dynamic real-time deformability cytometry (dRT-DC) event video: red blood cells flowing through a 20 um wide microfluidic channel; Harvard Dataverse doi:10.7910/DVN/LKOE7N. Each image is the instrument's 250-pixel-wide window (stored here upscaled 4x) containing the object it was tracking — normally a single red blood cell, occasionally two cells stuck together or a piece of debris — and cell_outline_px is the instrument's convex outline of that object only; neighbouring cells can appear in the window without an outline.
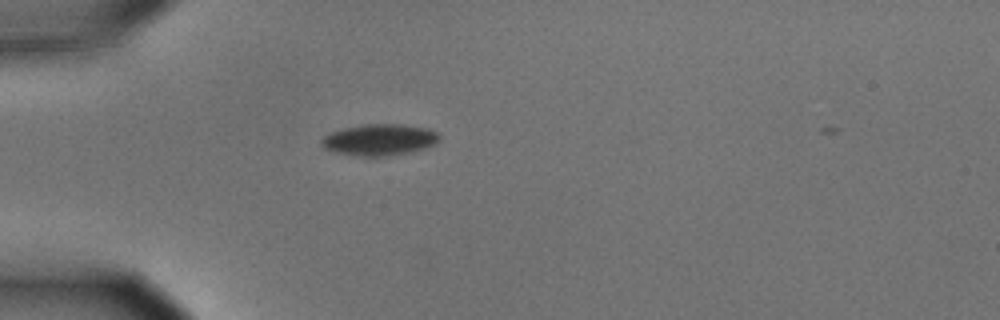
{"species": "common noctule bat (a hibernating species)", "species_latin": "Nyctalus noctula", "temperature_condition": "cold", "stored_images_in_passage": 43, "camera_frame_rate_fps": 3000, "um_per_image_px": 0.085, "animal": {"sex": "male", "body_mass_g": 15.6}, "frame": {"image": 1, "passage_image": 2, "time_ms": 0.333, "image_size_px": [1000, 320], "cell_outline_px": [[440, 140], [436, 144], [412, 152], [384, 156], [360, 156], [336, 152], [324, 148], [320, 144], [320, 140], [324, 136], [332, 132], [344, 128], [364, 124], [404, 124], [428, 128], [436, 132], [440, 136]], "centroid_in_image_um": [32.28, 11.87], "position_along_channel_um": 52.7, "area_um2": 21.62}}
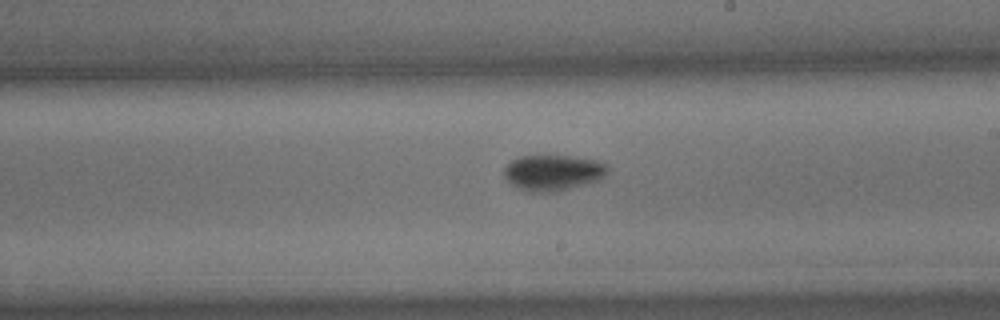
{"frame": {"image": 2, "passage_image": 19, "time_ms": 6.0, "image_size_px": [1000, 320], "cell_outline_px": [[608, 172], [600, 180], [588, 184], [560, 192], [532, 192], [520, 188], [512, 184], [504, 176], [504, 168], [512, 160], [520, 156], [572, 156], [596, 160], [608, 164]], "centroid_in_image_um": [47.06, 14.68], "position_along_channel_um": 241.9, "area_um2": 21.79}}
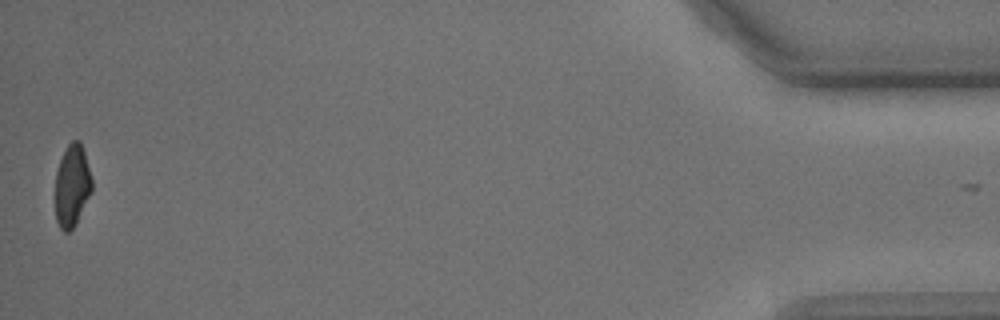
{"frame": {"image": 3, "passage_image": 42, "time_ms": 13.667, "image_size_px": [1000, 320], "cell_outline_px": [[92, 192], [76, 224], [68, 232], [64, 232], [60, 228], [56, 220], [56, 172], [60, 160], [68, 144], [72, 140], [80, 140], [92, 176]], "centroid_in_image_um": [6.15, 15.79], "position_along_channel_um": 429.1, "area_um2": 17.57}}